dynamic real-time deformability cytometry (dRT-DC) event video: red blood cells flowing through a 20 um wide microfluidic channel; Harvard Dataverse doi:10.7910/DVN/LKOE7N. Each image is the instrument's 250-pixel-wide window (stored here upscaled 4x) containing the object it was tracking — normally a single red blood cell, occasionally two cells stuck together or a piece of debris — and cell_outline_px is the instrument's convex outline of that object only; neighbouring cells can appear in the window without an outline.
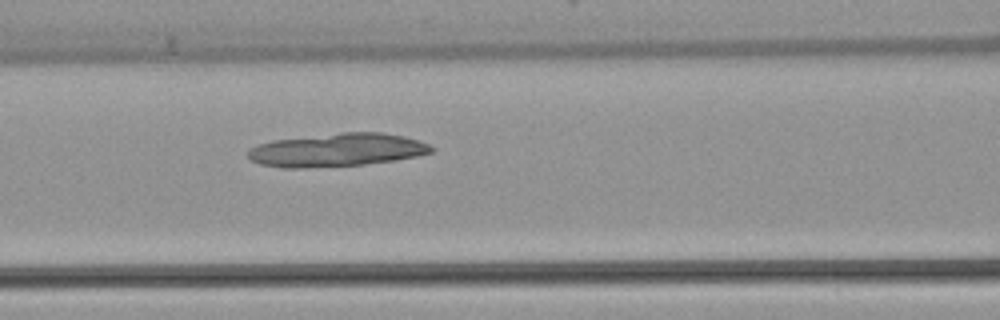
{"species": "common noctule bat (a hibernating species)", "species_latin": "Nyctalus noctula", "temperature_condition": "warm", "stored_images_in_passage": 53, "camera_frame_rate_fps": 3000, "um_per_image_px": 0.085, "animal": {"sex": "female", "body_mass_g": 22.7, "forearm_length_mm": 54.2}, "frame": {"image": 1, "passage_image": 23, "time_ms": 7.333, "image_size_px": [1000, 320], "cell_outline_px": [[436, 148], [432, 152], [416, 156], [396, 160], [364, 164], [304, 168], [280, 168], [260, 164], [252, 160], [248, 156], [248, 148], [272, 140], [340, 132], [380, 132], [404, 136], [420, 140]], "centroid_in_image_um": [28.65, 12.74], "position_along_channel_um": 137.9, "area_um2": 35.66}}
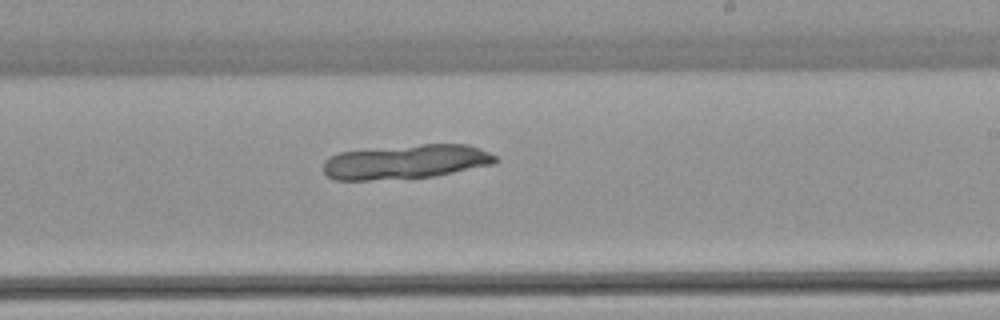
{"frame": {"image": 2, "passage_image": 32, "time_ms": 10.333, "image_size_px": [1000, 320], "cell_outline_px": [[500, 160], [492, 164], [432, 176], [368, 180], [336, 180], [328, 176], [324, 172], [324, 160], [328, 156], [340, 152], [420, 144], [468, 144], [488, 152], [496, 156]], "centroid_in_image_um": [34.47, 13.74], "position_along_channel_um": 254.5, "area_um2": 34.04}}
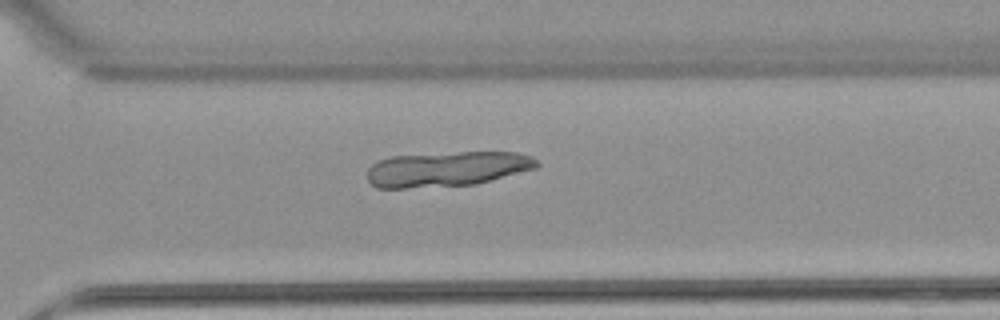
{"frame": {"image": 3, "passage_image": 38, "time_ms": 12.333, "image_size_px": [1000, 320], "cell_outline_px": [[540, 164], [536, 168], [476, 184], [404, 188], [376, 188], [368, 180], [368, 168], [372, 164], [380, 160], [392, 156], [460, 152], [516, 152], [532, 156]], "centroid_in_image_um": [38.0, 14.36], "position_along_channel_um": 332.6, "area_um2": 34.45}}